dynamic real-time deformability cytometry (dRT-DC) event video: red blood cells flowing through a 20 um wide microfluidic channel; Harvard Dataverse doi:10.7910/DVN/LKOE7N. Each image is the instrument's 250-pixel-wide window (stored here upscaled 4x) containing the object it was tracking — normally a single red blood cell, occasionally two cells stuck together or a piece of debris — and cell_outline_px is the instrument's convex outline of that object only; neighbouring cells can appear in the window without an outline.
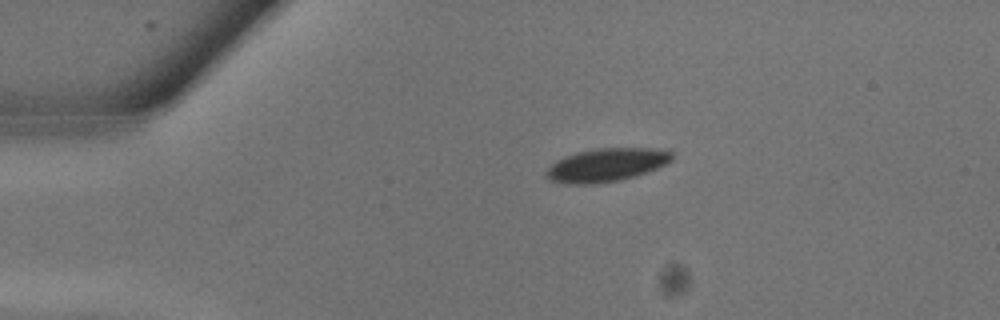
{"species": "common noctule bat (a hibernating species)", "species_latin": "Nyctalus noctula", "temperature_condition": "warm", "stored_images_in_passage": 7, "camera_frame_rate_fps": 3000, "um_per_image_px": 0.085, "animal": {"sex": "male", "body_mass_g": 13.3}, "frame": {"image": 1, "passage_image": 1, "time_ms": 0.0, "image_size_px": [1000, 320], "cell_outline_px": [[672, 160], [656, 168], [632, 176], [616, 180], [588, 184], [568, 184], [548, 180], [544, 176], [544, 172], [556, 160], [576, 152], [596, 148], [652, 148], [672, 152]], "centroid_in_image_um": [51.47, 14.01], "position_along_channel_um": 33.5, "area_um2": 24.04}}
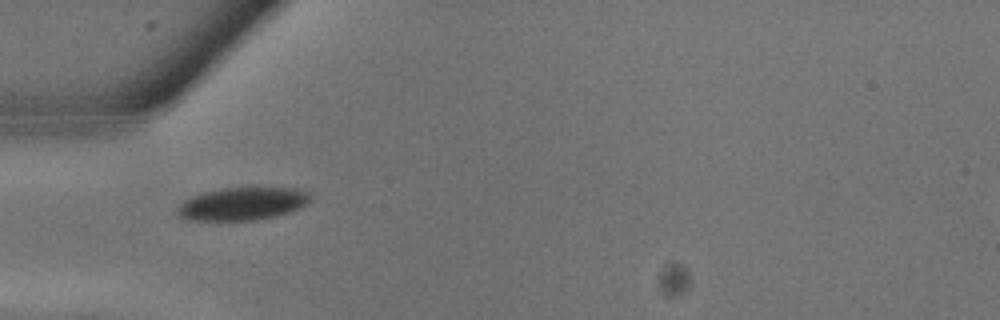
{"frame": {"image": 2, "passage_image": 4, "time_ms": 1.0, "image_size_px": [1000, 320], "cell_outline_px": [[312, 196], [300, 208], [276, 216], [256, 220], [184, 220], [176, 212], [176, 208], [184, 200], [192, 196], [204, 192], [220, 188], [252, 184], [260, 184], [296, 188], [308, 192]], "centroid_in_image_um": [20.63, 17.25], "position_along_channel_um": 64.4, "area_um2": 26.59}}
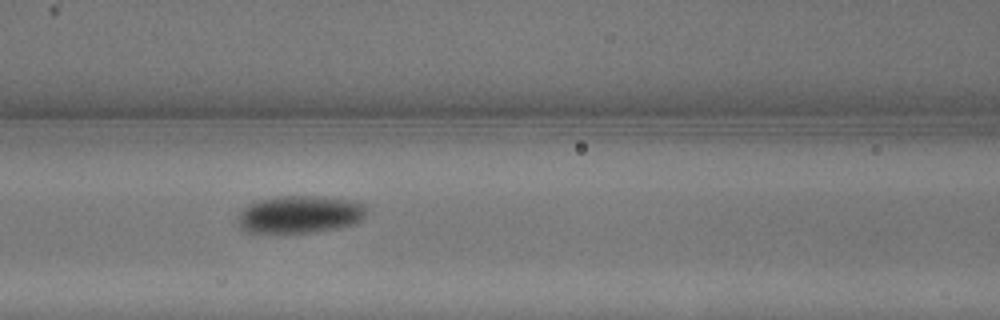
{"frame": {"image": 3, "passage_image": 7, "time_ms": 2.0, "image_size_px": [1000, 320], "cell_outline_px": [[368, 208], [364, 216], [360, 220], [352, 224], [332, 228], [308, 232], [252, 232], [240, 228], [240, 212], [248, 204], [260, 200], [284, 196], [320, 196], [352, 200], [364, 204]], "centroid_in_image_um": [25.52, 18.2], "position_along_channel_um": 141.1, "area_um2": 27.51}}